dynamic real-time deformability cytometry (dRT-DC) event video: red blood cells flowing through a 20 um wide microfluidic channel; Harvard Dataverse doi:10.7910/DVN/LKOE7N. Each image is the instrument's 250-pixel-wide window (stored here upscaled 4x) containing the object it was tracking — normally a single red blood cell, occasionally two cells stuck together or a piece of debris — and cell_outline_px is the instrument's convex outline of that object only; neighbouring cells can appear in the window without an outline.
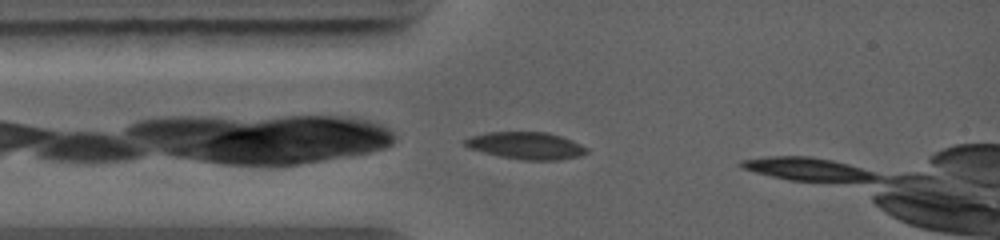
{"species": "common noctule bat (a hibernating species)", "species_latin": "Nyctalus noctula", "temperature_condition": "warm", "stored_images_in_passage": 41, "camera_frame_rate_fps": 5000, "um_per_image_px": 0.085, "animal": {"sex": "female", "body_mass_g": 19.0, "forearm_length_mm": 56.7}, "frame": {"image": 1, "passage_image": 2, "time_ms": 0.2, "image_size_px": [1000, 240], "cell_outline_px": [[588, 152], [580, 156], [560, 160], [524, 160], [500, 156], [468, 148], [460, 140], [468, 136], [488, 132], [548, 132], [572, 140], [588, 148]], "centroid_in_image_um": [44.69, 12.37], "position_along_channel_um": 40.3, "area_um2": 19.42}}
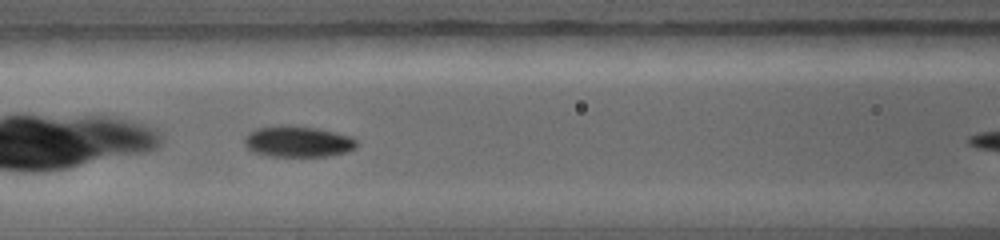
{"frame": {"image": 2, "passage_image": 13, "time_ms": 2.4, "image_size_px": [1000, 240], "cell_outline_px": [[360, 140], [356, 148], [348, 152], [328, 156], [264, 156], [248, 148], [244, 144], [244, 136], [248, 132], [256, 128], [276, 124], [288, 124], [320, 128], [352, 136]], "centroid_in_image_um": [25.35, 12.01], "position_along_channel_um": 141.3, "area_um2": 21.04}}
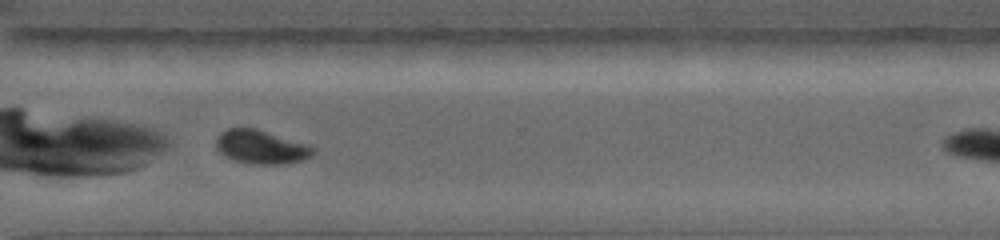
{"frame": {"image": 3, "passage_image": 38, "time_ms": 6.8, "image_size_px": [1000, 240], "cell_outline_px": [[316, 152], [312, 156], [304, 160], [284, 164], [252, 164], [232, 160], [224, 156], [216, 148], [216, 136], [220, 132], [228, 128], [256, 128], [308, 144], [316, 148]], "centroid_in_image_um": [22.2, 12.5], "position_along_channel_um": 348.4, "area_um2": 19.42}}